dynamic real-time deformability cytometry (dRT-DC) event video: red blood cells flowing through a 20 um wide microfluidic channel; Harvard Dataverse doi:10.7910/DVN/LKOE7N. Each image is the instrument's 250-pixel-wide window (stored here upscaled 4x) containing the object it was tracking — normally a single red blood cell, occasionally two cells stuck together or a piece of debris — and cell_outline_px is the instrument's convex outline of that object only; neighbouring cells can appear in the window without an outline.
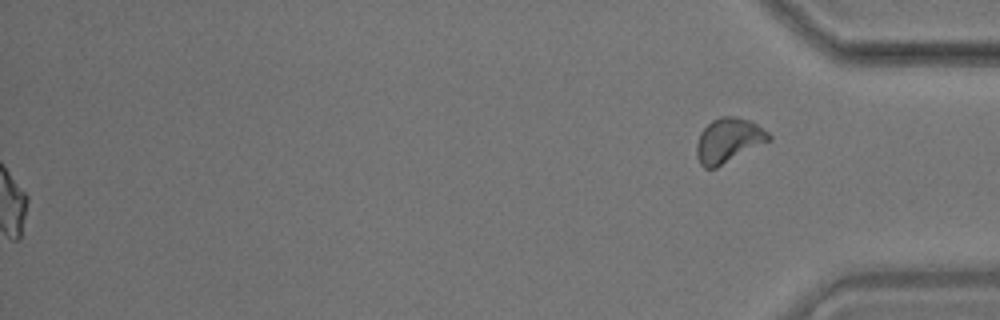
{"species": "common noctule bat (a hibernating species)", "species_latin": "Nyctalus noctula", "temperature_condition": "room temperature", "stored_images_in_passage": 55, "segment_of_instrument_passage": [2, 2], "camera_frame_rate_fps": 3000, "um_per_image_px": 0.085, "animal": {"sex": "male", "body_mass_g": 17.9}, "frame": {"image": 1, "passage_image": 55, "time_ms": 18.0, "image_size_px": [1000, 320], "cell_outline_px": [[772, 140], [716, 168], [704, 168], [700, 164], [696, 156], [696, 144], [700, 132], [712, 120], [720, 116], [736, 116], [748, 120], [756, 124], [768, 132], [772, 136]], "centroid_in_image_um": [61.92, 11.94], "position_along_channel_um": 373.3, "area_um2": 18.9}}